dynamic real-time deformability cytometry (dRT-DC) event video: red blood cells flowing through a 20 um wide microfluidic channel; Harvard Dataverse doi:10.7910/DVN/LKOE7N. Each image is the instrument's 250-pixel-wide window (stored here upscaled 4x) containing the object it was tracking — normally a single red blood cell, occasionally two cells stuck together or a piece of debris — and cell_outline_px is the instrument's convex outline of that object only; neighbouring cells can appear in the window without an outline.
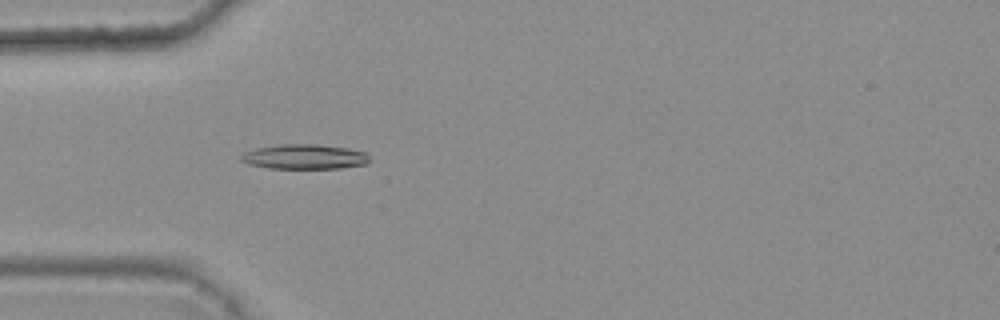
{"species": "common noctule bat (a hibernating species)", "species_latin": "Nyctalus noctula", "temperature_condition": "warm", "stored_images_in_passage": 2, "camera_frame_rate_fps": 3000, "um_per_image_px": 0.085, "animal": {"sex": "female", "body_mass_g": 25.1}, "frame": {"image": 1, "passage_image": 2, "time_ms": 0.333, "image_size_px": [1000, 320], "cell_outline_px": [[372, 160], [368, 164], [340, 168], [268, 168], [248, 164], [240, 160], [240, 156], [244, 152], [256, 148], [284, 144], [316, 144], [348, 148], [368, 152]], "centroid_in_image_um": [25.95, 13.32], "position_along_channel_um": 59.1, "area_um2": 18.79}}